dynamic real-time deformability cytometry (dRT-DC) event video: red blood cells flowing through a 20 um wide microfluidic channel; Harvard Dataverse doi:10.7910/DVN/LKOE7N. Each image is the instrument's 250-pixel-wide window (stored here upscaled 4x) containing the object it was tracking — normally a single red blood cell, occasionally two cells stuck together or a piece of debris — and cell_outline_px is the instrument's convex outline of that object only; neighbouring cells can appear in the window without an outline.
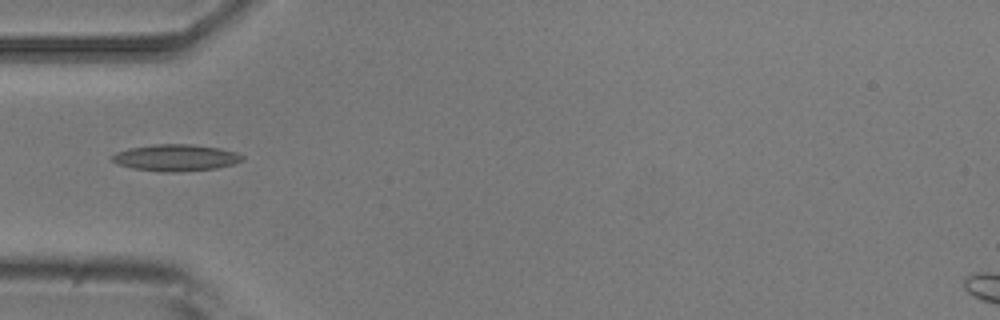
{"species": "common noctule bat (a hibernating species)", "species_latin": "Nyctalus noctula", "temperature_condition": "room temperature", "stored_images_in_passage": 3, "camera_frame_rate_fps": 3000, "um_per_image_px": 0.085, "animal": {"sex": "male", "body_mass_g": 20.5, "forearm_length_mm": 52.5}, "frame": {"image": 1, "passage_image": 1, "time_ms": 0.0, "image_size_px": [1000, 320], "cell_outline_px": [[244, 160], [232, 164], [216, 168], [176, 172], [160, 172], [132, 168], [116, 164], [112, 160], [112, 156], [116, 152], [128, 148], [152, 144], [192, 144], [220, 148], [236, 152], [244, 156]], "centroid_in_image_um": [14.92, 13.4], "position_along_channel_um": 70.1, "area_um2": 20.35}}
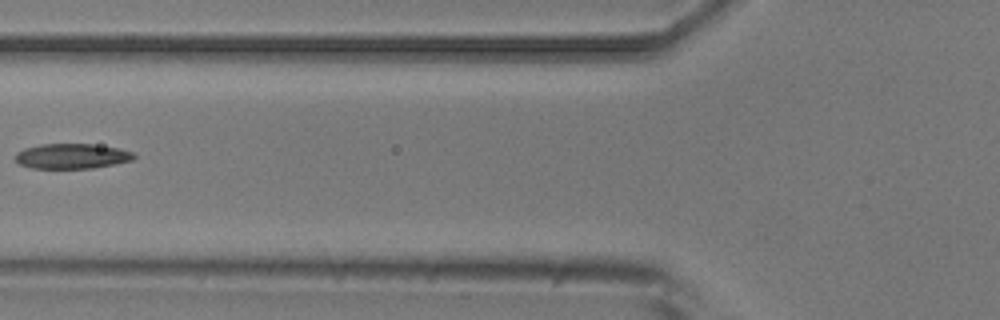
{"frame": {"image": 2, "passage_image": 2, "time_ms": 1.333, "image_size_px": [1000, 320], "cell_outline_px": [[136, 156], [132, 160], [116, 164], [92, 168], [32, 168], [20, 164], [16, 160], [16, 152], [24, 148], [40, 144], [92, 144], [120, 148], [132, 152]], "centroid_in_image_um": [6.12, 13.27], "position_along_channel_um": 119.7, "area_um2": 17.34}}
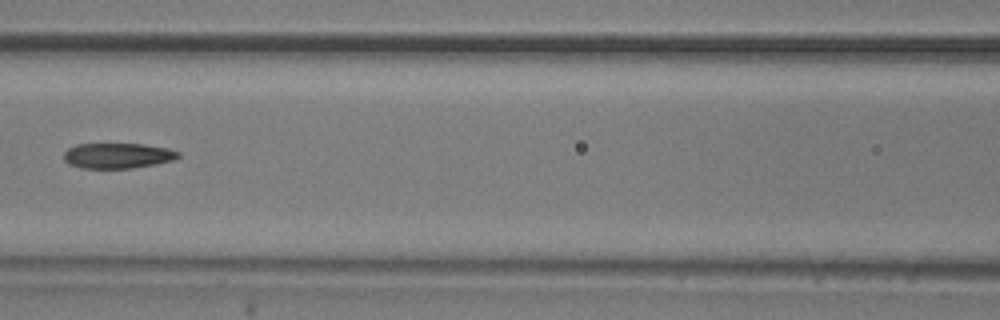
{"frame": {"image": 3, "passage_image": 3, "time_ms": 2.333, "image_size_px": [1000, 320], "cell_outline_px": [[180, 156], [172, 160], [156, 164], [132, 168], [80, 168], [68, 164], [64, 160], [64, 152], [68, 148], [76, 144], [144, 144], [168, 148], [180, 152]], "centroid_in_image_um": [9.99, 13.23], "position_along_channel_um": 156.6, "area_um2": 16.99}}